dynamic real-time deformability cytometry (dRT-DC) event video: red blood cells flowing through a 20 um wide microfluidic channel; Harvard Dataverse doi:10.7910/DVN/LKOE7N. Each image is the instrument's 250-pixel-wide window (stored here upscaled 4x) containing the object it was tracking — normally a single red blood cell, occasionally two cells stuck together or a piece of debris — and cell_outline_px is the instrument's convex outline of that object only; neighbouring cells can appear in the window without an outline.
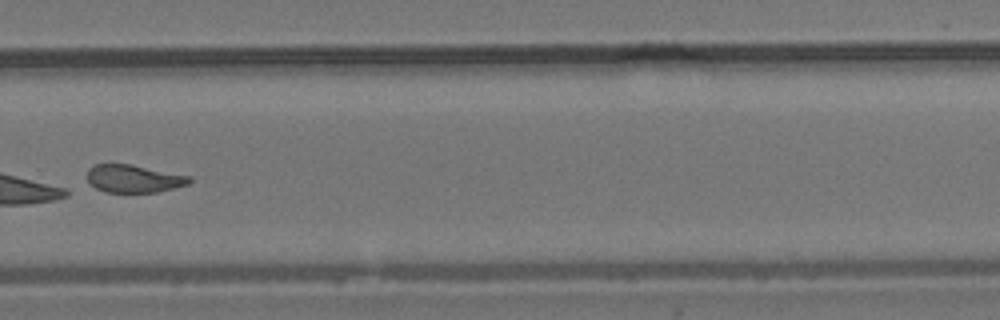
{"species": "common noctule bat (a hibernating species)", "species_latin": "Nyctalus noctula", "temperature_condition": "room temperature", "stored_images_in_passage": 11, "camera_frame_rate_fps": 3000, "um_per_image_px": 0.085, "animal": {"sex": "male", "body_mass_g": 19.2, "forearm_length_mm": 51.8}, "frame": {"image": 1, "passage_image": 11, "time_ms": 3.333, "image_size_px": [1000, 320], "cell_outline_px": [[192, 180], [188, 184], [160, 192], [104, 192], [88, 184], [88, 168], [96, 164], [132, 164], [192, 176]], "centroid_in_image_um": [11.38, 15.18], "position_along_channel_um": 318.4, "area_um2": 16.76}}